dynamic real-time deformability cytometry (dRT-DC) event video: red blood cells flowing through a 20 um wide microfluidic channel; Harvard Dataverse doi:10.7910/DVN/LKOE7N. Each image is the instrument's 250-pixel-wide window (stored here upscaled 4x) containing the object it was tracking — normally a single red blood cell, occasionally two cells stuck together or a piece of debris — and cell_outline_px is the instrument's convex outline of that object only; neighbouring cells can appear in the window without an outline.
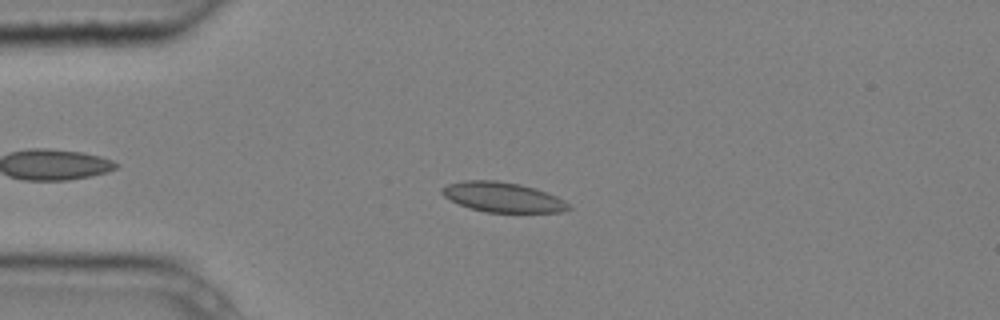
{"species": "common noctule bat (a hibernating species)", "species_latin": "Nyctalus noctula", "temperature_condition": "cold", "stored_images_in_passage": 8, "camera_frame_rate_fps": 3000, "um_per_image_px": 0.085, "animal": {"sex": "male", "body_mass_g": 20.4}, "frame": {"image": 1, "passage_image": 3, "time_ms": 0.667, "image_size_px": [1000, 320], "cell_outline_px": [[572, 208], [564, 212], [484, 212], [468, 208], [444, 196], [440, 192], [440, 188], [448, 184], [464, 180], [496, 180], [520, 184], [536, 188], [556, 196], [564, 200]], "centroid_in_image_um": [42.73, 16.75], "position_along_channel_um": 42.3, "area_um2": 22.14}}
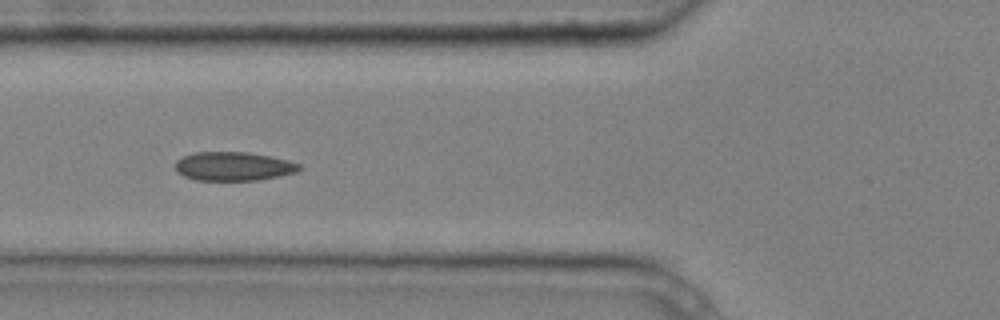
{"frame": {"image": 2, "passage_image": 5, "time_ms": 1.333, "image_size_px": [1000, 320], "cell_outline_px": [[304, 168], [296, 172], [280, 176], [256, 180], [196, 180], [184, 176], [176, 168], [176, 160], [192, 152], [248, 152], [288, 160], [300, 164]], "centroid_in_image_um": [19.88, 14.13], "position_along_channel_um": 105.9, "area_um2": 20.75}}
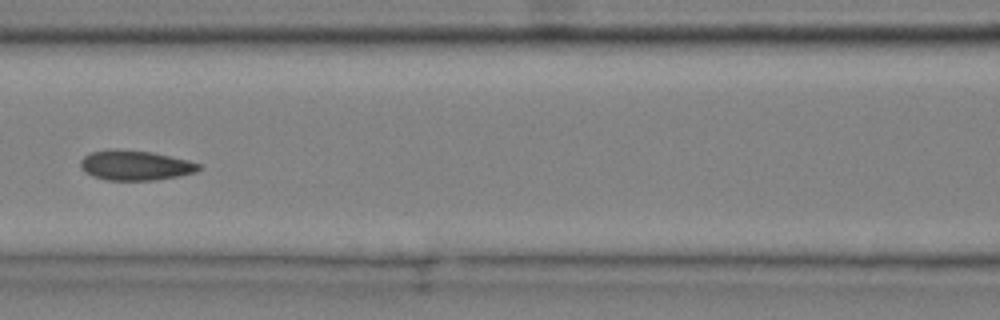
{"frame": {"image": 3, "passage_image": 6, "time_ms": 1.667, "image_size_px": [1000, 320], "cell_outline_px": [[200, 168], [196, 172], [156, 180], [108, 180], [92, 176], [84, 172], [80, 168], [80, 160], [84, 156], [92, 152], [112, 148], [116, 148], [152, 152], [188, 160], [200, 164]], "centroid_in_image_um": [11.45, 14.04], "position_along_channel_um": 155.1, "area_um2": 20.69}}